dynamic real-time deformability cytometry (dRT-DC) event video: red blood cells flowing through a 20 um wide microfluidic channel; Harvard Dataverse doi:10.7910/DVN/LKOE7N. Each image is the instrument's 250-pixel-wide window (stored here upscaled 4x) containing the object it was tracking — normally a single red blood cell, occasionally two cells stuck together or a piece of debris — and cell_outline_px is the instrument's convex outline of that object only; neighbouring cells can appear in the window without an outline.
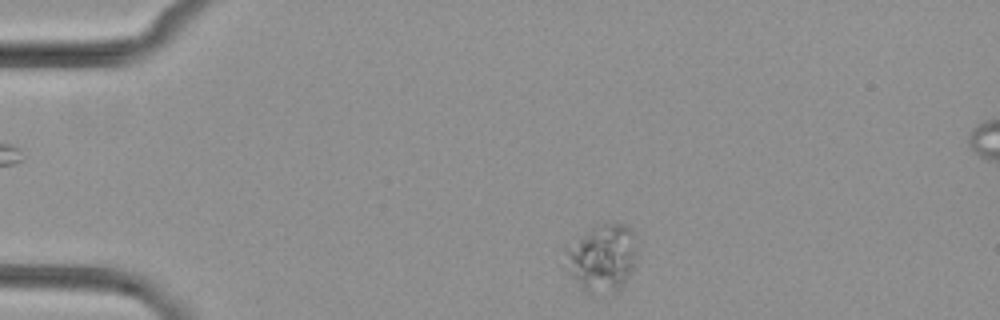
{"species": "common noctule bat (a hibernating species)", "species_latin": "Nyctalus noctula", "temperature_condition": "cold", "stored_images_in_passage": 2, "camera_frame_rate_fps": 3000, "um_per_image_px": 0.085, "animal": {"sex": "female", "body_mass_g": 29.2, "forearm_length_mm": 56.3}, "frame": {"image": 1, "passage_image": 2, "time_ms": 1.333, "image_size_px": [1000, 320], "cell_outline_px": [[640, 256], [628, 276], [616, 288], [592, 296], [584, 292], [580, 288], [564, 268], [564, 244], [576, 236], [608, 220], [624, 224], [632, 228]], "centroid_in_image_um": [51.12, 21.85], "position_along_channel_um": 33.9, "area_um2": 29.42}}